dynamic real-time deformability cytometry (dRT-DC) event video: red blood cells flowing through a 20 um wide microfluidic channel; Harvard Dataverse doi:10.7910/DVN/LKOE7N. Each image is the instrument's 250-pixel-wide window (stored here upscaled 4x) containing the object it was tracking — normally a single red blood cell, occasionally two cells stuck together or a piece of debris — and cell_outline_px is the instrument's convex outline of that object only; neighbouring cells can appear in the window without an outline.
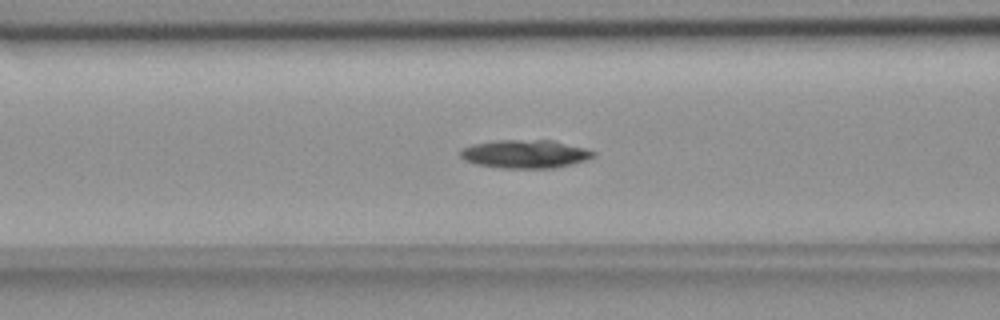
{"species": "common noctule bat (a hibernating species)", "species_latin": "Nyctalus noctula", "temperature_condition": "room temperature", "stored_images_in_passage": 56, "camera_frame_rate_fps": 3000, "um_per_image_px": 0.085, "animal": {"sex": "female", "body_mass_g": 18.4}, "frame": {"image": 1, "passage_image": 22, "time_ms": 7.0, "image_size_px": [1000, 320], "cell_outline_px": [[596, 156], [572, 164], [552, 168], [500, 168], [476, 164], [464, 160], [460, 156], [460, 148], [472, 144], [496, 140], [552, 140], [584, 148], [596, 152]], "centroid_in_image_um": [44.6, 13.08], "position_along_channel_um": 122.0, "area_um2": 22.02}}
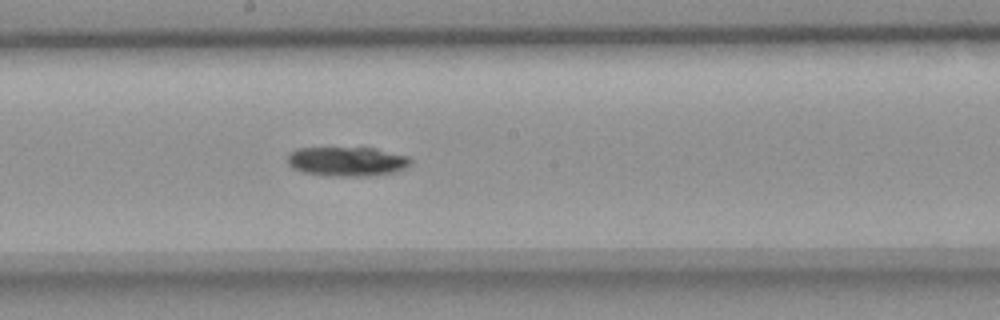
{"frame": {"image": 2, "passage_image": 30, "time_ms": 9.667, "image_size_px": [1000, 320], "cell_outline_px": [[412, 164], [396, 172], [376, 176], [328, 176], [304, 172], [292, 168], [288, 164], [288, 152], [296, 148], [376, 148], [408, 156], [412, 160]], "centroid_in_image_um": [29.52, 13.73], "position_along_channel_um": 218.7, "area_um2": 21.39}}
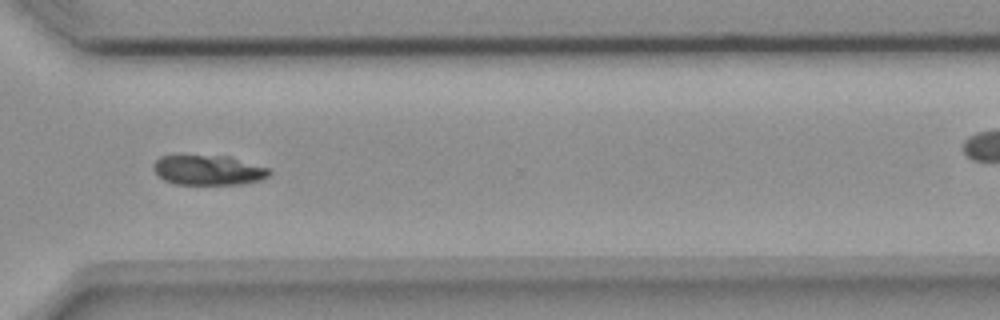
{"frame": {"image": 3, "passage_image": 41, "time_ms": 13.333, "image_size_px": [1000, 320], "cell_outline_px": [[272, 172], [268, 176], [260, 180], [244, 184], [176, 184], [164, 180], [156, 172], [152, 164], [160, 156], [228, 156], [268, 168]], "centroid_in_image_um": [17.72, 14.47], "position_along_channel_um": 352.9, "area_um2": 19.94}, "authors_computed_cell_mechanics": {"area_um2": 21.2126, "velocity_mm_per_s": 3.6392, "shape_relaxation_time_tau1_ms": 7.8625, "shape_relaxation_time_tau2_ms": null, "deformation_change_tau1": 0.1408, "deformation_change_tau2": null}}